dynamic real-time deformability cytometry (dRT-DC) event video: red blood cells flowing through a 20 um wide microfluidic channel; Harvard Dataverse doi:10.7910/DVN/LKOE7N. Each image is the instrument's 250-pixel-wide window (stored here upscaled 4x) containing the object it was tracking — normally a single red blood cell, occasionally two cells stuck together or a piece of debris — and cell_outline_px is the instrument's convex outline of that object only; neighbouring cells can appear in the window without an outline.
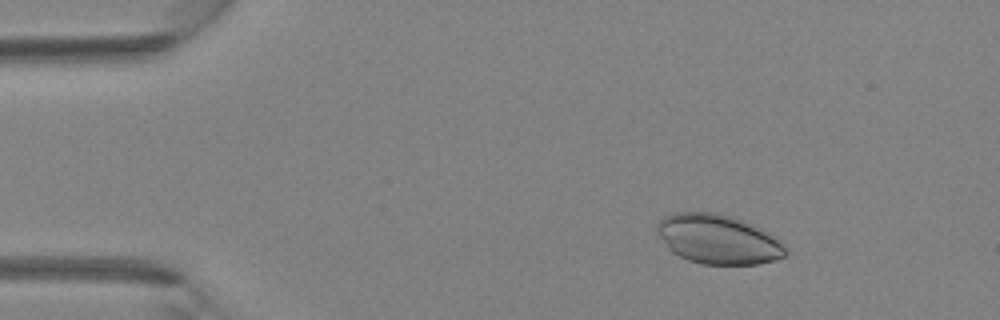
{"species": "Egyptian fruit bat (a non-hibernating species)", "species_latin": "Rousettus aegyptiacus", "temperature_condition": "room temperature", "stored_images_in_passage": 4, "camera_frame_rate_fps": 3000, "um_per_image_px": 0.085, "animal": {"sex": "female"}, "frame": {"image": 1, "passage_image": 2, "time_ms": 0.333, "image_size_px": [1000, 320], "cell_outline_px": [[788, 256], [760, 264], [700, 264], [688, 260], [672, 252], [668, 248], [656, 232], [656, 224], [664, 216], [672, 212], [716, 212], [732, 216], [752, 224], [776, 236], [780, 240], [788, 252]], "centroid_in_image_um": [61.04, 20.33], "position_along_channel_um": 24.0, "area_um2": 37.4}}